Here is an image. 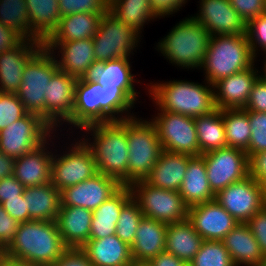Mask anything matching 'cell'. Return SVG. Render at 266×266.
Returning a JSON list of instances; mask_svg holds the SVG:
<instances>
[{"instance_id":"obj_1","label":"cell","mask_w":266,"mask_h":266,"mask_svg":"<svg viewBox=\"0 0 266 266\" xmlns=\"http://www.w3.org/2000/svg\"><path fill=\"white\" fill-rule=\"evenodd\" d=\"M137 98L138 92L135 89L102 88L90 76L78 78L72 116L66 124L83 129L92 124L133 117L134 114L129 110L133 109Z\"/></svg>"},{"instance_id":"obj_2","label":"cell","mask_w":266,"mask_h":266,"mask_svg":"<svg viewBox=\"0 0 266 266\" xmlns=\"http://www.w3.org/2000/svg\"><path fill=\"white\" fill-rule=\"evenodd\" d=\"M92 136L81 138L91 150L99 173L113 177L122 186H128V143L126 119L92 124L83 128Z\"/></svg>"},{"instance_id":"obj_3","label":"cell","mask_w":266,"mask_h":266,"mask_svg":"<svg viewBox=\"0 0 266 266\" xmlns=\"http://www.w3.org/2000/svg\"><path fill=\"white\" fill-rule=\"evenodd\" d=\"M67 249L56 221L31 220L19 224L14 240L2 253L35 266H49Z\"/></svg>"},{"instance_id":"obj_4","label":"cell","mask_w":266,"mask_h":266,"mask_svg":"<svg viewBox=\"0 0 266 266\" xmlns=\"http://www.w3.org/2000/svg\"><path fill=\"white\" fill-rule=\"evenodd\" d=\"M173 80L150 83L149 97H152L158 111L199 117L216 110L213 85ZM208 84V85H206Z\"/></svg>"},{"instance_id":"obj_5","label":"cell","mask_w":266,"mask_h":266,"mask_svg":"<svg viewBox=\"0 0 266 266\" xmlns=\"http://www.w3.org/2000/svg\"><path fill=\"white\" fill-rule=\"evenodd\" d=\"M255 57L249 46L247 35L211 36L200 69H204V81L214 84L236 72L255 66Z\"/></svg>"},{"instance_id":"obj_6","label":"cell","mask_w":266,"mask_h":266,"mask_svg":"<svg viewBox=\"0 0 266 266\" xmlns=\"http://www.w3.org/2000/svg\"><path fill=\"white\" fill-rule=\"evenodd\" d=\"M210 37L208 30L190 16L179 21L168 35L158 42L157 50L170 63L183 69H200Z\"/></svg>"},{"instance_id":"obj_7","label":"cell","mask_w":266,"mask_h":266,"mask_svg":"<svg viewBox=\"0 0 266 266\" xmlns=\"http://www.w3.org/2000/svg\"><path fill=\"white\" fill-rule=\"evenodd\" d=\"M126 136L129 150L128 186H131L137 181H145L163 149L154 124L136 115L126 119Z\"/></svg>"},{"instance_id":"obj_8","label":"cell","mask_w":266,"mask_h":266,"mask_svg":"<svg viewBox=\"0 0 266 266\" xmlns=\"http://www.w3.org/2000/svg\"><path fill=\"white\" fill-rule=\"evenodd\" d=\"M58 69L54 54L44 46L26 63L22 84L16 94L28 113L45 120V92Z\"/></svg>"},{"instance_id":"obj_9","label":"cell","mask_w":266,"mask_h":266,"mask_svg":"<svg viewBox=\"0 0 266 266\" xmlns=\"http://www.w3.org/2000/svg\"><path fill=\"white\" fill-rule=\"evenodd\" d=\"M140 38L139 31L126 25L109 10L104 12L93 37V50L97 64L121 57L130 58Z\"/></svg>"},{"instance_id":"obj_10","label":"cell","mask_w":266,"mask_h":266,"mask_svg":"<svg viewBox=\"0 0 266 266\" xmlns=\"http://www.w3.org/2000/svg\"><path fill=\"white\" fill-rule=\"evenodd\" d=\"M132 198L139 204L144 217L171 224L188 219V206L179 191L152 187L145 181L131 186Z\"/></svg>"},{"instance_id":"obj_11","label":"cell","mask_w":266,"mask_h":266,"mask_svg":"<svg viewBox=\"0 0 266 266\" xmlns=\"http://www.w3.org/2000/svg\"><path fill=\"white\" fill-rule=\"evenodd\" d=\"M53 131L42 117L27 113L0 130V152L17 159L41 146L55 133Z\"/></svg>"},{"instance_id":"obj_12","label":"cell","mask_w":266,"mask_h":266,"mask_svg":"<svg viewBox=\"0 0 266 266\" xmlns=\"http://www.w3.org/2000/svg\"><path fill=\"white\" fill-rule=\"evenodd\" d=\"M70 145L63 155L52 156L51 184L60 192L99 173L93 154L82 139Z\"/></svg>"},{"instance_id":"obj_13","label":"cell","mask_w":266,"mask_h":266,"mask_svg":"<svg viewBox=\"0 0 266 266\" xmlns=\"http://www.w3.org/2000/svg\"><path fill=\"white\" fill-rule=\"evenodd\" d=\"M150 119L162 149L167 152L201 156L194 117L159 111Z\"/></svg>"},{"instance_id":"obj_14","label":"cell","mask_w":266,"mask_h":266,"mask_svg":"<svg viewBox=\"0 0 266 266\" xmlns=\"http://www.w3.org/2000/svg\"><path fill=\"white\" fill-rule=\"evenodd\" d=\"M202 155L210 189L215 195L249 176L248 156L243 150L227 146Z\"/></svg>"},{"instance_id":"obj_15","label":"cell","mask_w":266,"mask_h":266,"mask_svg":"<svg viewBox=\"0 0 266 266\" xmlns=\"http://www.w3.org/2000/svg\"><path fill=\"white\" fill-rule=\"evenodd\" d=\"M215 200L238 223H247L266 202L262 195L261 185L251 176L232 183L215 195Z\"/></svg>"},{"instance_id":"obj_16","label":"cell","mask_w":266,"mask_h":266,"mask_svg":"<svg viewBox=\"0 0 266 266\" xmlns=\"http://www.w3.org/2000/svg\"><path fill=\"white\" fill-rule=\"evenodd\" d=\"M76 83V77L58 69L48 84L45 92V121L55 131L72 116Z\"/></svg>"},{"instance_id":"obj_17","label":"cell","mask_w":266,"mask_h":266,"mask_svg":"<svg viewBox=\"0 0 266 266\" xmlns=\"http://www.w3.org/2000/svg\"><path fill=\"white\" fill-rule=\"evenodd\" d=\"M122 185L113 177L97 173L85 181L61 191V206L82 207L94 211Z\"/></svg>"},{"instance_id":"obj_18","label":"cell","mask_w":266,"mask_h":266,"mask_svg":"<svg viewBox=\"0 0 266 266\" xmlns=\"http://www.w3.org/2000/svg\"><path fill=\"white\" fill-rule=\"evenodd\" d=\"M188 220L197 233L207 241H222L238 224V221L215 199L189 207Z\"/></svg>"},{"instance_id":"obj_19","label":"cell","mask_w":266,"mask_h":266,"mask_svg":"<svg viewBox=\"0 0 266 266\" xmlns=\"http://www.w3.org/2000/svg\"><path fill=\"white\" fill-rule=\"evenodd\" d=\"M43 46L54 54L60 70L77 79L90 76L97 65L91 38L68 42H44ZM58 49L57 56L54 50ZM60 54L61 58L58 60Z\"/></svg>"},{"instance_id":"obj_20","label":"cell","mask_w":266,"mask_h":266,"mask_svg":"<svg viewBox=\"0 0 266 266\" xmlns=\"http://www.w3.org/2000/svg\"><path fill=\"white\" fill-rule=\"evenodd\" d=\"M199 13L192 16L210 36L243 35L246 23L230 4V0H200Z\"/></svg>"},{"instance_id":"obj_21","label":"cell","mask_w":266,"mask_h":266,"mask_svg":"<svg viewBox=\"0 0 266 266\" xmlns=\"http://www.w3.org/2000/svg\"><path fill=\"white\" fill-rule=\"evenodd\" d=\"M42 47V42L23 39L14 48L0 53V92L16 94L19 91L26 63Z\"/></svg>"},{"instance_id":"obj_22","label":"cell","mask_w":266,"mask_h":266,"mask_svg":"<svg viewBox=\"0 0 266 266\" xmlns=\"http://www.w3.org/2000/svg\"><path fill=\"white\" fill-rule=\"evenodd\" d=\"M259 73L252 66L215 82L213 88L216 109L244 108Z\"/></svg>"},{"instance_id":"obj_23","label":"cell","mask_w":266,"mask_h":266,"mask_svg":"<svg viewBox=\"0 0 266 266\" xmlns=\"http://www.w3.org/2000/svg\"><path fill=\"white\" fill-rule=\"evenodd\" d=\"M35 150L15 159L13 175L25 188L51 181L52 150H47L49 140Z\"/></svg>"},{"instance_id":"obj_24","label":"cell","mask_w":266,"mask_h":266,"mask_svg":"<svg viewBox=\"0 0 266 266\" xmlns=\"http://www.w3.org/2000/svg\"><path fill=\"white\" fill-rule=\"evenodd\" d=\"M93 211L75 206H60L56 218L58 231L67 248H82L91 232Z\"/></svg>"},{"instance_id":"obj_25","label":"cell","mask_w":266,"mask_h":266,"mask_svg":"<svg viewBox=\"0 0 266 266\" xmlns=\"http://www.w3.org/2000/svg\"><path fill=\"white\" fill-rule=\"evenodd\" d=\"M168 224L155 219L143 217L131 245L133 261L149 262L165 251Z\"/></svg>"},{"instance_id":"obj_26","label":"cell","mask_w":266,"mask_h":266,"mask_svg":"<svg viewBox=\"0 0 266 266\" xmlns=\"http://www.w3.org/2000/svg\"><path fill=\"white\" fill-rule=\"evenodd\" d=\"M80 249L93 266H129L133 262L131 246L116 234L101 239H89Z\"/></svg>"},{"instance_id":"obj_27","label":"cell","mask_w":266,"mask_h":266,"mask_svg":"<svg viewBox=\"0 0 266 266\" xmlns=\"http://www.w3.org/2000/svg\"><path fill=\"white\" fill-rule=\"evenodd\" d=\"M235 266H262L264 255L246 223H238L223 239Z\"/></svg>"},{"instance_id":"obj_28","label":"cell","mask_w":266,"mask_h":266,"mask_svg":"<svg viewBox=\"0 0 266 266\" xmlns=\"http://www.w3.org/2000/svg\"><path fill=\"white\" fill-rule=\"evenodd\" d=\"M191 157L163 150L145 182L152 187L179 191Z\"/></svg>"},{"instance_id":"obj_29","label":"cell","mask_w":266,"mask_h":266,"mask_svg":"<svg viewBox=\"0 0 266 266\" xmlns=\"http://www.w3.org/2000/svg\"><path fill=\"white\" fill-rule=\"evenodd\" d=\"M179 193L188 207L215 199V194L210 189L203 155L192 156L188 160Z\"/></svg>"},{"instance_id":"obj_30","label":"cell","mask_w":266,"mask_h":266,"mask_svg":"<svg viewBox=\"0 0 266 266\" xmlns=\"http://www.w3.org/2000/svg\"><path fill=\"white\" fill-rule=\"evenodd\" d=\"M29 214V221H55L61 206V192L51 181L34 187H27L23 193Z\"/></svg>"},{"instance_id":"obj_31","label":"cell","mask_w":266,"mask_h":266,"mask_svg":"<svg viewBox=\"0 0 266 266\" xmlns=\"http://www.w3.org/2000/svg\"><path fill=\"white\" fill-rule=\"evenodd\" d=\"M204 239L188 220L168 224L165 251L175 255L185 264H189L200 250Z\"/></svg>"},{"instance_id":"obj_32","label":"cell","mask_w":266,"mask_h":266,"mask_svg":"<svg viewBox=\"0 0 266 266\" xmlns=\"http://www.w3.org/2000/svg\"><path fill=\"white\" fill-rule=\"evenodd\" d=\"M103 13H74L61 17L58 26L45 42H68L93 39Z\"/></svg>"},{"instance_id":"obj_33","label":"cell","mask_w":266,"mask_h":266,"mask_svg":"<svg viewBox=\"0 0 266 266\" xmlns=\"http://www.w3.org/2000/svg\"><path fill=\"white\" fill-rule=\"evenodd\" d=\"M25 3L31 27V40L44 43L61 19L58 0H25Z\"/></svg>"},{"instance_id":"obj_34","label":"cell","mask_w":266,"mask_h":266,"mask_svg":"<svg viewBox=\"0 0 266 266\" xmlns=\"http://www.w3.org/2000/svg\"><path fill=\"white\" fill-rule=\"evenodd\" d=\"M128 57H121L98 63L90 77L100 84L102 88L109 89H135L137 82L131 71Z\"/></svg>"},{"instance_id":"obj_35","label":"cell","mask_w":266,"mask_h":266,"mask_svg":"<svg viewBox=\"0 0 266 266\" xmlns=\"http://www.w3.org/2000/svg\"><path fill=\"white\" fill-rule=\"evenodd\" d=\"M200 153L227 147L225 125L220 109L194 117Z\"/></svg>"},{"instance_id":"obj_36","label":"cell","mask_w":266,"mask_h":266,"mask_svg":"<svg viewBox=\"0 0 266 266\" xmlns=\"http://www.w3.org/2000/svg\"><path fill=\"white\" fill-rule=\"evenodd\" d=\"M221 114L225 125L227 146L247 152L251 139L248 111L243 108L222 109Z\"/></svg>"},{"instance_id":"obj_37","label":"cell","mask_w":266,"mask_h":266,"mask_svg":"<svg viewBox=\"0 0 266 266\" xmlns=\"http://www.w3.org/2000/svg\"><path fill=\"white\" fill-rule=\"evenodd\" d=\"M109 11L140 33L147 21L157 18L151 11L149 0H109Z\"/></svg>"},{"instance_id":"obj_38","label":"cell","mask_w":266,"mask_h":266,"mask_svg":"<svg viewBox=\"0 0 266 266\" xmlns=\"http://www.w3.org/2000/svg\"><path fill=\"white\" fill-rule=\"evenodd\" d=\"M0 23L31 40V27L25 0H0Z\"/></svg>"},{"instance_id":"obj_39","label":"cell","mask_w":266,"mask_h":266,"mask_svg":"<svg viewBox=\"0 0 266 266\" xmlns=\"http://www.w3.org/2000/svg\"><path fill=\"white\" fill-rule=\"evenodd\" d=\"M191 266H235L222 241L204 240L189 263Z\"/></svg>"},{"instance_id":"obj_40","label":"cell","mask_w":266,"mask_h":266,"mask_svg":"<svg viewBox=\"0 0 266 266\" xmlns=\"http://www.w3.org/2000/svg\"><path fill=\"white\" fill-rule=\"evenodd\" d=\"M143 217L139 204L131 198L120 211L115 234L123 242L131 246L134 242L139 223Z\"/></svg>"},{"instance_id":"obj_41","label":"cell","mask_w":266,"mask_h":266,"mask_svg":"<svg viewBox=\"0 0 266 266\" xmlns=\"http://www.w3.org/2000/svg\"><path fill=\"white\" fill-rule=\"evenodd\" d=\"M132 198L130 186H121L93 211L92 219L119 220L122 207Z\"/></svg>"},{"instance_id":"obj_42","label":"cell","mask_w":266,"mask_h":266,"mask_svg":"<svg viewBox=\"0 0 266 266\" xmlns=\"http://www.w3.org/2000/svg\"><path fill=\"white\" fill-rule=\"evenodd\" d=\"M251 126V139L247 150L248 158L256 153L266 151V113L248 111Z\"/></svg>"},{"instance_id":"obj_43","label":"cell","mask_w":266,"mask_h":266,"mask_svg":"<svg viewBox=\"0 0 266 266\" xmlns=\"http://www.w3.org/2000/svg\"><path fill=\"white\" fill-rule=\"evenodd\" d=\"M27 113L17 94L0 92V130L7 128Z\"/></svg>"},{"instance_id":"obj_44","label":"cell","mask_w":266,"mask_h":266,"mask_svg":"<svg viewBox=\"0 0 266 266\" xmlns=\"http://www.w3.org/2000/svg\"><path fill=\"white\" fill-rule=\"evenodd\" d=\"M61 17L74 13H104L109 0H58Z\"/></svg>"},{"instance_id":"obj_45","label":"cell","mask_w":266,"mask_h":266,"mask_svg":"<svg viewBox=\"0 0 266 266\" xmlns=\"http://www.w3.org/2000/svg\"><path fill=\"white\" fill-rule=\"evenodd\" d=\"M245 34L255 57L258 51H260L258 50L259 47L266 54V14L259 15L250 20L246 24Z\"/></svg>"},{"instance_id":"obj_46","label":"cell","mask_w":266,"mask_h":266,"mask_svg":"<svg viewBox=\"0 0 266 266\" xmlns=\"http://www.w3.org/2000/svg\"><path fill=\"white\" fill-rule=\"evenodd\" d=\"M262 74L255 81L248 102L243 108L247 111L266 113V75Z\"/></svg>"},{"instance_id":"obj_47","label":"cell","mask_w":266,"mask_h":266,"mask_svg":"<svg viewBox=\"0 0 266 266\" xmlns=\"http://www.w3.org/2000/svg\"><path fill=\"white\" fill-rule=\"evenodd\" d=\"M19 224L0 204V252H3L14 240Z\"/></svg>"},{"instance_id":"obj_48","label":"cell","mask_w":266,"mask_h":266,"mask_svg":"<svg viewBox=\"0 0 266 266\" xmlns=\"http://www.w3.org/2000/svg\"><path fill=\"white\" fill-rule=\"evenodd\" d=\"M264 3L265 0H230V4L246 24L264 14Z\"/></svg>"},{"instance_id":"obj_49","label":"cell","mask_w":266,"mask_h":266,"mask_svg":"<svg viewBox=\"0 0 266 266\" xmlns=\"http://www.w3.org/2000/svg\"><path fill=\"white\" fill-rule=\"evenodd\" d=\"M257 240L263 255H266V205L246 223Z\"/></svg>"},{"instance_id":"obj_50","label":"cell","mask_w":266,"mask_h":266,"mask_svg":"<svg viewBox=\"0 0 266 266\" xmlns=\"http://www.w3.org/2000/svg\"><path fill=\"white\" fill-rule=\"evenodd\" d=\"M49 266H93L86 254L77 248H68L63 255Z\"/></svg>"},{"instance_id":"obj_51","label":"cell","mask_w":266,"mask_h":266,"mask_svg":"<svg viewBox=\"0 0 266 266\" xmlns=\"http://www.w3.org/2000/svg\"><path fill=\"white\" fill-rule=\"evenodd\" d=\"M25 187L18 182L14 175L0 180V204L13 198H21Z\"/></svg>"},{"instance_id":"obj_52","label":"cell","mask_w":266,"mask_h":266,"mask_svg":"<svg viewBox=\"0 0 266 266\" xmlns=\"http://www.w3.org/2000/svg\"><path fill=\"white\" fill-rule=\"evenodd\" d=\"M4 210L19 223L28 222L29 214L24 196L13 198L1 203Z\"/></svg>"},{"instance_id":"obj_53","label":"cell","mask_w":266,"mask_h":266,"mask_svg":"<svg viewBox=\"0 0 266 266\" xmlns=\"http://www.w3.org/2000/svg\"><path fill=\"white\" fill-rule=\"evenodd\" d=\"M186 2L187 0H149V6L152 13L160 19L179 11Z\"/></svg>"},{"instance_id":"obj_54","label":"cell","mask_w":266,"mask_h":266,"mask_svg":"<svg viewBox=\"0 0 266 266\" xmlns=\"http://www.w3.org/2000/svg\"><path fill=\"white\" fill-rule=\"evenodd\" d=\"M248 163L249 176L260 184L266 178V151L251 155Z\"/></svg>"},{"instance_id":"obj_55","label":"cell","mask_w":266,"mask_h":266,"mask_svg":"<svg viewBox=\"0 0 266 266\" xmlns=\"http://www.w3.org/2000/svg\"><path fill=\"white\" fill-rule=\"evenodd\" d=\"M118 220L92 219L89 239H101L115 234Z\"/></svg>"},{"instance_id":"obj_56","label":"cell","mask_w":266,"mask_h":266,"mask_svg":"<svg viewBox=\"0 0 266 266\" xmlns=\"http://www.w3.org/2000/svg\"><path fill=\"white\" fill-rule=\"evenodd\" d=\"M23 38L0 23V53L17 46Z\"/></svg>"},{"instance_id":"obj_57","label":"cell","mask_w":266,"mask_h":266,"mask_svg":"<svg viewBox=\"0 0 266 266\" xmlns=\"http://www.w3.org/2000/svg\"><path fill=\"white\" fill-rule=\"evenodd\" d=\"M148 263L151 266H182L184 264V262L175 255L166 251H163L156 257L152 258Z\"/></svg>"},{"instance_id":"obj_58","label":"cell","mask_w":266,"mask_h":266,"mask_svg":"<svg viewBox=\"0 0 266 266\" xmlns=\"http://www.w3.org/2000/svg\"><path fill=\"white\" fill-rule=\"evenodd\" d=\"M15 159L0 152V180L13 175Z\"/></svg>"},{"instance_id":"obj_59","label":"cell","mask_w":266,"mask_h":266,"mask_svg":"<svg viewBox=\"0 0 266 266\" xmlns=\"http://www.w3.org/2000/svg\"><path fill=\"white\" fill-rule=\"evenodd\" d=\"M0 266H35L22 260L12 259L0 252Z\"/></svg>"},{"instance_id":"obj_60","label":"cell","mask_w":266,"mask_h":266,"mask_svg":"<svg viewBox=\"0 0 266 266\" xmlns=\"http://www.w3.org/2000/svg\"><path fill=\"white\" fill-rule=\"evenodd\" d=\"M260 185H261L263 198L266 202V178L260 183Z\"/></svg>"},{"instance_id":"obj_61","label":"cell","mask_w":266,"mask_h":266,"mask_svg":"<svg viewBox=\"0 0 266 266\" xmlns=\"http://www.w3.org/2000/svg\"><path fill=\"white\" fill-rule=\"evenodd\" d=\"M130 266H151L148 262L133 261Z\"/></svg>"},{"instance_id":"obj_62","label":"cell","mask_w":266,"mask_h":266,"mask_svg":"<svg viewBox=\"0 0 266 266\" xmlns=\"http://www.w3.org/2000/svg\"><path fill=\"white\" fill-rule=\"evenodd\" d=\"M265 57H266V56H265ZM265 59H266V58H265ZM264 61H265V62H264V66H263V68H264V69H263V70H264L263 73L266 75V60H264Z\"/></svg>"},{"instance_id":"obj_63","label":"cell","mask_w":266,"mask_h":266,"mask_svg":"<svg viewBox=\"0 0 266 266\" xmlns=\"http://www.w3.org/2000/svg\"><path fill=\"white\" fill-rule=\"evenodd\" d=\"M262 266H266V255L264 256V261H263V265Z\"/></svg>"},{"instance_id":"obj_64","label":"cell","mask_w":266,"mask_h":266,"mask_svg":"<svg viewBox=\"0 0 266 266\" xmlns=\"http://www.w3.org/2000/svg\"><path fill=\"white\" fill-rule=\"evenodd\" d=\"M264 14H266V0H265V3H264Z\"/></svg>"},{"instance_id":"obj_65","label":"cell","mask_w":266,"mask_h":266,"mask_svg":"<svg viewBox=\"0 0 266 266\" xmlns=\"http://www.w3.org/2000/svg\"><path fill=\"white\" fill-rule=\"evenodd\" d=\"M182 266H191V265H190V264H185V263H184Z\"/></svg>"}]
</instances>
